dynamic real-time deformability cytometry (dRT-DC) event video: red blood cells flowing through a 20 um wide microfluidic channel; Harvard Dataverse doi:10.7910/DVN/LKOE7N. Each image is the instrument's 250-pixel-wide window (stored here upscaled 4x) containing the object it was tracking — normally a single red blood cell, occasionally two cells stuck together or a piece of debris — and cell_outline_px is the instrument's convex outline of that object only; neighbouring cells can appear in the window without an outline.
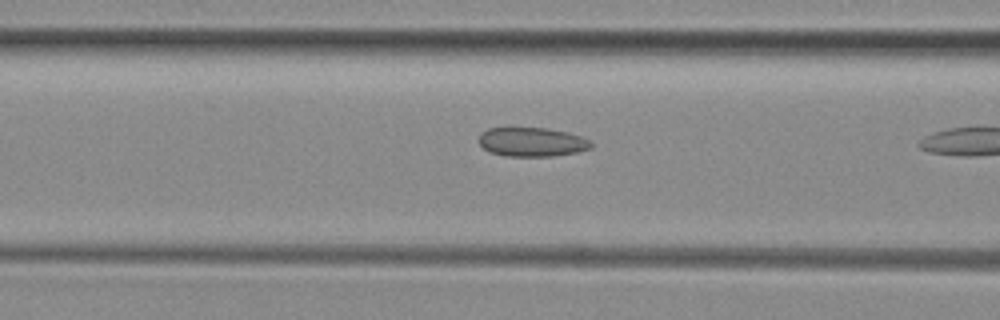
{"species": "common noctule bat (a hibernating species)", "species_latin": "Nyctalus noctula", "temperature_condition": "room temperature", "stored_images_in_passage": 7, "camera_frame_rate_fps": 3000, "um_per_image_px": 0.085, "animal": {"sex": "female", "body_mass_g": 29.2, "forearm_length_mm": 56.3}, "frame": {"image": 1, "passage_image": 6, "time_ms": 1.667, "image_size_px": [1000, 320], "cell_outline_px": [[592, 148], [576, 152], [552, 156], [504, 156], [488, 152], [476, 140], [480, 132], [488, 128], [548, 128], [568, 132], [580, 136], [588, 140], [592, 144]], "centroid_in_image_um": [45.15, 12.06], "position_along_channel_um": 121.4, "area_um2": 19.19}}